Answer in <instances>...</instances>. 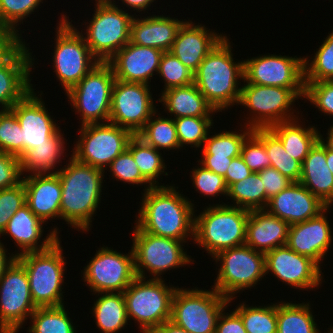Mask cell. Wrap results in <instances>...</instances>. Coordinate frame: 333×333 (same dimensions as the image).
<instances>
[{
    "label": "cell",
    "instance_id": "cell-62",
    "mask_svg": "<svg viewBox=\"0 0 333 333\" xmlns=\"http://www.w3.org/2000/svg\"><path fill=\"white\" fill-rule=\"evenodd\" d=\"M329 128L327 129V137H323L321 134V131H319V140L330 150L333 151V124L328 126Z\"/></svg>",
    "mask_w": 333,
    "mask_h": 333
},
{
    "label": "cell",
    "instance_id": "cell-36",
    "mask_svg": "<svg viewBox=\"0 0 333 333\" xmlns=\"http://www.w3.org/2000/svg\"><path fill=\"white\" fill-rule=\"evenodd\" d=\"M127 149L131 152L141 174L154 186H169L161 183L163 177L168 176L164 155L154 147L146 144L137 135L130 140ZM161 177V178H160ZM161 179V181L159 180Z\"/></svg>",
    "mask_w": 333,
    "mask_h": 333
},
{
    "label": "cell",
    "instance_id": "cell-34",
    "mask_svg": "<svg viewBox=\"0 0 333 333\" xmlns=\"http://www.w3.org/2000/svg\"><path fill=\"white\" fill-rule=\"evenodd\" d=\"M92 308L89 313L93 317L96 328L100 333H119L127 329L128 315L126 310V302L123 293H96Z\"/></svg>",
    "mask_w": 333,
    "mask_h": 333
},
{
    "label": "cell",
    "instance_id": "cell-35",
    "mask_svg": "<svg viewBox=\"0 0 333 333\" xmlns=\"http://www.w3.org/2000/svg\"><path fill=\"white\" fill-rule=\"evenodd\" d=\"M294 302L277 301V333H321L311 301Z\"/></svg>",
    "mask_w": 333,
    "mask_h": 333
},
{
    "label": "cell",
    "instance_id": "cell-22",
    "mask_svg": "<svg viewBox=\"0 0 333 333\" xmlns=\"http://www.w3.org/2000/svg\"><path fill=\"white\" fill-rule=\"evenodd\" d=\"M44 225L47 226L25 204L13 214L0 238L2 236L3 240L7 236V238H11L12 242L14 241L17 251L15 250L13 254L16 257L27 252L43 251L61 236L59 235L61 230L58 226L48 227L47 229H50L47 232L44 230ZM44 232H47V236Z\"/></svg>",
    "mask_w": 333,
    "mask_h": 333
},
{
    "label": "cell",
    "instance_id": "cell-24",
    "mask_svg": "<svg viewBox=\"0 0 333 333\" xmlns=\"http://www.w3.org/2000/svg\"><path fill=\"white\" fill-rule=\"evenodd\" d=\"M326 207L300 182H292L269 199L265 210L293 225L316 217Z\"/></svg>",
    "mask_w": 333,
    "mask_h": 333
},
{
    "label": "cell",
    "instance_id": "cell-3",
    "mask_svg": "<svg viewBox=\"0 0 333 333\" xmlns=\"http://www.w3.org/2000/svg\"><path fill=\"white\" fill-rule=\"evenodd\" d=\"M231 43L225 35L194 73V84L219 113L238 106L244 81V60H234Z\"/></svg>",
    "mask_w": 333,
    "mask_h": 333
},
{
    "label": "cell",
    "instance_id": "cell-33",
    "mask_svg": "<svg viewBox=\"0 0 333 333\" xmlns=\"http://www.w3.org/2000/svg\"><path fill=\"white\" fill-rule=\"evenodd\" d=\"M301 115L291 121L274 124L269 129L280 139L287 153L303 163L310 149L319 140L318 125H306L305 118ZM316 126V127H315Z\"/></svg>",
    "mask_w": 333,
    "mask_h": 333
},
{
    "label": "cell",
    "instance_id": "cell-43",
    "mask_svg": "<svg viewBox=\"0 0 333 333\" xmlns=\"http://www.w3.org/2000/svg\"><path fill=\"white\" fill-rule=\"evenodd\" d=\"M215 117H191L185 116L174 119L180 148L185 150L186 146L200 151L211 130L215 126ZM184 147V148H183ZM198 148V150H197Z\"/></svg>",
    "mask_w": 333,
    "mask_h": 333
},
{
    "label": "cell",
    "instance_id": "cell-5",
    "mask_svg": "<svg viewBox=\"0 0 333 333\" xmlns=\"http://www.w3.org/2000/svg\"><path fill=\"white\" fill-rule=\"evenodd\" d=\"M242 83L238 105L248 110L243 111L247 114L242 115L245 119L239 123L240 125L243 123L252 129L269 128L274 124L291 121L302 115L299 108L295 106V102L304 99L305 88L261 86L247 83L245 80Z\"/></svg>",
    "mask_w": 333,
    "mask_h": 333
},
{
    "label": "cell",
    "instance_id": "cell-50",
    "mask_svg": "<svg viewBox=\"0 0 333 333\" xmlns=\"http://www.w3.org/2000/svg\"><path fill=\"white\" fill-rule=\"evenodd\" d=\"M0 152L22 156L21 126L11 110H0Z\"/></svg>",
    "mask_w": 333,
    "mask_h": 333
},
{
    "label": "cell",
    "instance_id": "cell-29",
    "mask_svg": "<svg viewBox=\"0 0 333 333\" xmlns=\"http://www.w3.org/2000/svg\"><path fill=\"white\" fill-rule=\"evenodd\" d=\"M289 226L286 221L265 209L251 210L246 224L245 244L266 254L287 244Z\"/></svg>",
    "mask_w": 333,
    "mask_h": 333
},
{
    "label": "cell",
    "instance_id": "cell-53",
    "mask_svg": "<svg viewBox=\"0 0 333 333\" xmlns=\"http://www.w3.org/2000/svg\"><path fill=\"white\" fill-rule=\"evenodd\" d=\"M23 180L20 158L0 152V190L14 187Z\"/></svg>",
    "mask_w": 333,
    "mask_h": 333
},
{
    "label": "cell",
    "instance_id": "cell-31",
    "mask_svg": "<svg viewBox=\"0 0 333 333\" xmlns=\"http://www.w3.org/2000/svg\"><path fill=\"white\" fill-rule=\"evenodd\" d=\"M299 182L327 207L333 206V175L326 162V146L320 140L304 159Z\"/></svg>",
    "mask_w": 333,
    "mask_h": 333
},
{
    "label": "cell",
    "instance_id": "cell-60",
    "mask_svg": "<svg viewBox=\"0 0 333 333\" xmlns=\"http://www.w3.org/2000/svg\"><path fill=\"white\" fill-rule=\"evenodd\" d=\"M6 248L7 244L4 245V243L0 239V279L4 275L5 270L16 259V256L13 254V252L9 253Z\"/></svg>",
    "mask_w": 333,
    "mask_h": 333
},
{
    "label": "cell",
    "instance_id": "cell-63",
    "mask_svg": "<svg viewBox=\"0 0 333 333\" xmlns=\"http://www.w3.org/2000/svg\"><path fill=\"white\" fill-rule=\"evenodd\" d=\"M326 162L333 175V151L326 147Z\"/></svg>",
    "mask_w": 333,
    "mask_h": 333
},
{
    "label": "cell",
    "instance_id": "cell-32",
    "mask_svg": "<svg viewBox=\"0 0 333 333\" xmlns=\"http://www.w3.org/2000/svg\"><path fill=\"white\" fill-rule=\"evenodd\" d=\"M158 97L157 102L162 104V108L165 107L162 112L173 119L185 116L215 117V113L218 114L194 83L165 90Z\"/></svg>",
    "mask_w": 333,
    "mask_h": 333
},
{
    "label": "cell",
    "instance_id": "cell-20",
    "mask_svg": "<svg viewBox=\"0 0 333 333\" xmlns=\"http://www.w3.org/2000/svg\"><path fill=\"white\" fill-rule=\"evenodd\" d=\"M36 85L10 109L17 117L21 126L22 155L29 149L47 140L60 128L57 119L50 115L42 99L43 91H37ZM41 94H40V93ZM42 95V96H41Z\"/></svg>",
    "mask_w": 333,
    "mask_h": 333
},
{
    "label": "cell",
    "instance_id": "cell-55",
    "mask_svg": "<svg viewBox=\"0 0 333 333\" xmlns=\"http://www.w3.org/2000/svg\"><path fill=\"white\" fill-rule=\"evenodd\" d=\"M258 173L261 182L264 185L265 194L269 199L272 196L279 194L292 183L291 180L282 175L277 169L273 167H267Z\"/></svg>",
    "mask_w": 333,
    "mask_h": 333
},
{
    "label": "cell",
    "instance_id": "cell-65",
    "mask_svg": "<svg viewBox=\"0 0 333 333\" xmlns=\"http://www.w3.org/2000/svg\"><path fill=\"white\" fill-rule=\"evenodd\" d=\"M91 1H98V2H113L114 0H91Z\"/></svg>",
    "mask_w": 333,
    "mask_h": 333
},
{
    "label": "cell",
    "instance_id": "cell-45",
    "mask_svg": "<svg viewBox=\"0 0 333 333\" xmlns=\"http://www.w3.org/2000/svg\"><path fill=\"white\" fill-rule=\"evenodd\" d=\"M46 1V0H45ZM44 0H0V29L24 33L19 27L31 14L39 11Z\"/></svg>",
    "mask_w": 333,
    "mask_h": 333
},
{
    "label": "cell",
    "instance_id": "cell-18",
    "mask_svg": "<svg viewBox=\"0 0 333 333\" xmlns=\"http://www.w3.org/2000/svg\"><path fill=\"white\" fill-rule=\"evenodd\" d=\"M265 268L266 275L274 276L282 285H289L298 291L318 290L322 282H326L323 269L315 261L296 253L287 245L265 254Z\"/></svg>",
    "mask_w": 333,
    "mask_h": 333
},
{
    "label": "cell",
    "instance_id": "cell-40",
    "mask_svg": "<svg viewBox=\"0 0 333 333\" xmlns=\"http://www.w3.org/2000/svg\"><path fill=\"white\" fill-rule=\"evenodd\" d=\"M238 129L214 132H209L202 149L201 155H215L226 158H236L240 156L241 147L245 138L253 131L252 128L245 125H239ZM238 130V131H237ZM240 131V132H239Z\"/></svg>",
    "mask_w": 333,
    "mask_h": 333
},
{
    "label": "cell",
    "instance_id": "cell-49",
    "mask_svg": "<svg viewBox=\"0 0 333 333\" xmlns=\"http://www.w3.org/2000/svg\"><path fill=\"white\" fill-rule=\"evenodd\" d=\"M240 156L253 173L271 167V160L264 145V128H256L245 138Z\"/></svg>",
    "mask_w": 333,
    "mask_h": 333
},
{
    "label": "cell",
    "instance_id": "cell-2",
    "mask_svg": "<svg viewBox=\"0 0 333 333\" xmlns=\"http://www.w3.org/2000/svg\"><path fill=\"white\" fill-rule=\"evenodd\" d=\"M65 162L66 165L63 164L64 167L57 172L62 187L60 220L86 234L92 229L94 217L103 201L101 195H104L103 180L107 171L81 163L71 155Z\"/></svg>",
    "mask_w": 333,
    "mask_h": 333
},
{
    "label": "cell",
    "instance_id": "cell-15",
    "mask_svg": "<svg viewBox=\"0 0 333 333\" xmlns=\"http://www.w3.org/2000/svg\"><path fill=\"white\" fill-rule=\"evenodd\" d=\"M97 249L81 270L83 285L90 289L91 294L123 293L137 277L132 248L128 254L105 245Z\"/></svg>",
    "mask_w": 333,
    "mask_h": 333
},
{
    "label": "cell",
    "instance_id": "cell-11",
    "mask_svg": "<svg viewBox=\"0 0 333 333\" xmlns=\"http://www.w3.org/2000/svg\"><path fill=\"white\" fill-rule=\"evenodd\" d=\"M177 287L170 282L168 285L164 278L136 277L123 292L129 322L134 321L140 333H151L169 321Z\"/></svg>",
    "mask_w": 333,
    "mask_h": 333
},
{
    "label": "cell",
    "instance_id": "cell-28",
    "mask_svg": "<svg viewBox=\"0 0 333 333\" xmlns=\"http://www.w3.org/2000/svg\"><path fill=\"white\" fill-rule=\"evenodd\" d=\"M164 15H156L155 12L149 16L147 14L134 16L131 23L130 42L163 52L170 51L177 32L186 19L179 20L171 15Z\"/></svg>",
    "mask_w": 333,
    "mask_h": 333
},
{
    "label": "cell",
    "instance_id": "cell-19",
    "mask_svg": "<svg viewBox=\"0 0 333 333\" xmlns=\"http://www.w3.org/2000/svg\"><path fill=\"white\" fill-rule=\"evenodd\" d=\"M244 80L261 86L305 88L304 56L265 53L244 59Z\"/></svg>",
    "mask_w": 333,
    "mask_h": 333
},
{
    "label": "cell",
    "instance_id": "cell-52",
    "mask_svg": "<svg viewBox=\"0 0 333 333\" xmlns=\"http://www.w3.org/2000/svg\"><path fill=\"white\" fill-rule=\"evenodd\" d=\"M25 204L26 191L23 181L14 187L0 190V235L13 214Z\"/></svg>",
    "mask_w": 333,
    "mask_h": 333
},
{
    "label": "cell",
    "instance_id": "cell-23",
    "mask_svg": "<svg viewBox=\"0 0 333 333\" xmlns=\"http://www.w3.org/2000/svg\"><path fill=\"white\" fill-rule=\"evenodd\" d=\"M162 54L159 49L128 42L108 63L117 80L151 85L152 78L158 74Z\"/></svg>",
    "mask_w": 333,
    "mask_h": 333
},
{
    "label": "cell",
    "instance_id": "cell-59",
    "mask_svg": "<svg viewBox=\"0 0 333 333\" xmlns=\"http://www.w3.org/2000/svg\"><path fill=\"white\" fill-rule=\"evenodd\" d=\"M119 1H121L122 3H120L121 4V6L123 7V8H121V9H123L124 11H130V13L131 12H133L134 13V16H136V12L137 13H140V14H138V15H142V14H144V13H147L148 15L149 14H151V13H148V11L150 10L151 11V5H152V8H153V2L154 3H156V2H158V0L156 1V0H114L113 1V3L116 5V6H119ZM117 2V3H116ZM118 4V5H117ZM124 6H123V5ZM124 7H126V8H124ZM131 9V10H130ZM133 9V10H132ZM144 13H143V12Z\"/></svg>",
    "mask_w": 333,
    "mask_h": 333
},
{
    "label": "cell",
    "instance_id": "cell-61",
    "mask_svg": "<svg viewBox=\"0 0 333 333\" xmlns=\"http://www.w3.org/2000/svg\"><path fill=\"white\" fill-rule=\"evenodd\" d=\"M151 333H189L187 330L175 325L172 321L164 322Z\"/></svg>",
    "mask_w": 333,
    "mask_h": 333
},
{
    "label": "cell",
    "instance_id": "cell-17",
    "mask_svg": "<svg viewBox=\"0 0 333 333\" xmlns=\"http://www.w3.org/2000/svg\"><path fill=\"white\" fill-rule=\"evenodd\" d=\"M151 85L115 80L109 122L137 135L158 109ZM156 106H155V105Z\"/></svg>",
    "mask_w": 333,
    "mask_h": 333
},
{
    "label": "cell",
    "instance_id": "cell-41",
    "mask_svg": "<svg viewBox=\"0 0 333 333\" xmlns=\"http://www.w3.org/2000/svg\"><path fill=\"white\" fill-rule=\"evenodd\" d=\"M235 307L247 333H277V302L250 306L240 301Z\"/></svg>",
    "mask_w": 333,
    "mask_h": 333
},
{
    "label": "cell",
    "instance_id": "cell-46",
    "mask_svg": "<svg viewBox=\"0 0 333 333\" xmlns=\"http://www.w3.org/2000/svg\"><path fill=\"white\" fill-rule=\"evenodd\" d=\"M157 76L164 83L160 94L174 87H182L194 83V73L170 51L163 52Z\"/></svg>",
    "mask_w": 333,
    "mask_h": 333
},
{
    "label": "cell",
    "instance_id": "cell-8",
    "mask_svg": "<svg viewBox=\"0 0 333 333\" xmlns=\"http://www.w3.org/2000/svg\"><path fill=\"white\" fill-rule=\"evenodd\" d=\"M211 261L218 265L217 276L211 286L228 298L229 304L238 299L237 294L251 291L266 278L265 254L246 244L221 250Z\"/></svg>",
    "mask_w": 333,
    "mask_h": 333
},
{
    "label": "cell",
    "instance_id": "cell-30",
    "mask_svg": "<svg viewBox=\"0 0 333 333\" xmlns=\"http://www.w3.org/2000/svg\"><path fill=\"white\" fill-rule=\"evenodd\" d=\"M62 129L59 128L47 140V143L36 145L20 157L23 177L33 174H54L63 168L62 160H67L66 158L69 157L70 152L69 154L65 152L69 151L65 146L69 145V142L67 144L68 140L64 138V131L62 133ZM64 154L66 158H64Z\"/></svg>",
    "mask_w": 333,
    "mask_h": 333
},
{
    "label": "cell",
    "instance_id": "cell-25",
    "mask_svg": "<svg viewBox=\"0 0 333 333\" xmlns=\"http://www.w3.org/2000/svg\"><path fill=\"white\" fill-rule=\"evenodd\" d=\"M190 19L179 28L170 52L195 73L200 63L226 34Z\"/></svg>",
    "mask_w": 333,
    "mask_h": 333
},
{
    "label": "cell",
    "instance_id": "cell-14",
    "mask_svg": "<svg viewBox=\"0 0 333 333\" xmlns=\"http://www.w3.org/2000/svg\"><path fill=\"white\" fill-rule=\"evenodd\" d=\"M71 156L77 161L106 171L112 161L124 152L134 134L116 124L96 123L79 126Z\"/></svg>",
    "mask_w": 333,
    "mask_h": 333
},
{
    "label": "cell",
    "instance_id": "cell-64",
    "mask_svg": "<svg viewBox=\"0 0 333 333\" xmlns=\"http://www.w3.org/2000/svg\"><path fill=\"white\" fill-rule=\"evenodd\" d=\"M330 327V328H329ZM327 330V332L325 331L324 333H333V326H329Z\"/></svg>",
    "mask_w": 333,
    "mask_h": 333
},
{
    "label": "cell",
    "instance_id": "cell-10",
    "mask_svg": "<svg viewBox=\"0 0 333 333\" xmlns=\"http://www.w3.org/2000/svg\"><path fill=\"white\" fill-rule=\"evenodd\" d=\"M132 229L134 230L130 248H132L134 255V268L137 277L163 279V275L172 269L175 271V269L194 264V258L187 254L185 248L188 241L156 236L141 231L136 225ZM147 273H149L148 276Z\"/></svg>",
    "mask_w": 333,
    "mask_h": 333
},
{
    "label": "cell",
    "instance_id": "cell-26",
    "mask_svg": "<svg viewBox=\"0 0 333 333\" xmlns=\"http://www.w3.org/2000/svg\"><path fill=\"white\" fill-rule=\"evenodd\" d=\"M29 43L4 67L0 68V110H10L32 88L31 73L36 68ZM32 51V52H31ZM33 70V71H32Z\"/></svg>",
    "mask_w": 333,
    "mask_h": 333
},
{
    "label": "cell",
    "instance_id": "cell-7",
    "mask_svg": "<svg viewBox=\"0 0 333 333\" xmlns=\"http://www.w3.org/2000/svg\"><path fill=\"white\" fill-rule=\"evenodd\" d=\"M61 13L55 29L52 54L53 73L65 94L99 63L92 55L83 35L82 25L75 26L69 15ZM71 20V21H70ZM72 21L74 24H72ZM78 26L80 28H78Z\"/></svg>",
    "mask_w": 333,
    "mask_h": 333
},
{
    "label": "cell",
    "instance_id": "cell-54",
    "mask_svg": "<svg viewBox=\"0 0 333 333\" xmlns=\"http://www.w3.org/2000/svg\"><path fill=\"white\" fill-rule=\"evenodd\" d=\"M27 44L21 33L0 29V68L6 66Z\"/></svg>",
    "mask_w": 333,
    "mask_h": 333
},
{
    "label": "cell",
    "instance_id": "cell-27",
    "mask_svg": "<svg viewBox=\"0 0 333 333\" xmlns=\"http://www.w3.org/2000/svg\"><path fill=\"white\" fill-rule=\"evenodd\" d=\"M26 204L46 225L60 220L61 181L57 173L33 174L23 177Z\"/></svg>",
    "mask_w": 333,
    "mask_h": 333
},
{
    "label": "cell",
    "instance_id": "cell-21",
    "mask_svg": "<svg viewBox=\"0 0 333 333\" xmlns=\"http://www.w3.org/2000/svg\"><path fill=\"white\" fill-rule=\"evenodd\" d=\"M330 208L333 209L326 207L316 217L290 225L286 244L296 253L311 258L321 268L328 251L333 246V228L326 216L330 214Z\"/></svg>",
    "mask_w": 333,
    "mask_h": 333
},
{
    "label": "cell",
    "instance_id": "cell-1",
    "mask_svg": "<svg viewBox=\"0 0 333 333\" xmlns=\"http://www.w3.org/2000/svg\"><path fill=\"white\" fill-rule=\"evenodd\" d=\"M174 182L141 192L134 224L156 236L180 241L194 240V200L185 197ZM192 240V241H191Z\"/></svg>",
    "mask_w": 333,
    "mask_h": 333
},
{
    "label": "cell",
    "instance_id": "cell-47",
    "mask_svg": "<svg viewBox=\"0 0 333 333\" xmlns=\"http://www.w3.org/2000/svg\"><path fill=\"white\" fill-rule=\"evenodd\" d=\"M112 179L115 181H121L129 186H143V192L154 187L140 172L137 164L131 152L126 149L120 155H118L112 163L106 168ZM136 185V186H134Z\"/></svg>",
    "mask_w": 333,
    "mask_h": 333
},
{
    "label": "cell",
    "instance_id": "cell-42",
    "mask_svg": "<svg viewBox=\"0 0 333 333\" xmlns=\"http://www.w3.org/2000/svg\"><path fill=\"white\" fill-rule=\"evenodd\" d=\"M324 39L313 56H304V82L333 81V30Z\"/></svg>",
    "mask_w": 333,
    "mask_h": 333
},
{
    "label": "cell",
    "instance_id": "cell-56",
    "mask_svg": "<svg viewBox=\"0 0 333 333\" xmlns=\"http://www.w3.org/2000/svg\"><path fill=\"white\" fill-rule=\"evenodd\" d=\"M226 309H229L228 306L222 310L218 317L215 333H247L240 315L234 308L233 311Z\"/></svg>",
    "mask_w": 333,
    "mask_h": 333
},
{
    "label": "cell",
    "instance_id": "cell-39",
    "mask_svg": "<svg viewBox=\"0 0 333 333\" xmlns=\"http://www.w3.org/2000/svg\"><path fill=\"white\" fill-rule=\"evenodd\" d=\"M226 199L232 201L225 204L250 211L265 209L269 201L259 173H253L244 180L233 183L228 188Z\"/></svg>",
    "mask_w": 333,
    "mask_h": 333
},
{
    "label": "cell",
    "instance_id": "cell-13",
    "mask_svg": "<svg viewBox=\"0 0 333 333\" xmlns=\"http://www.w3.org/2000/svg\"><path fill=\"white\" fill-rule=\"evenodd\" d=\"M211 288L178 286L172 298L170 321L189 333H215L220 313L232 304H229L228 298Z\"/></svg>",
    "mask_w": 333,
    "mask_h": 333
},
{
    "label": "cell",
    "instance_id": "cell-38",
    "mask_svg": "<svg viewBox=\"0 0 333 333\" xmlns=\"http://www.w3.org/2000/svg\"><path fill=\"white\" fill-rule=\"evenodd\" d=\"M66 305L37 308L29 318L26 333H77Z\"/></svg>",
    "mask_w": 333,
    "mask_h": 333
},
{
    "label": "cell",
    "instance_id": "cell-51",
    "mask_svg": "<svg viewBox=\"0 0 333 333\" xmlns=\"http://www.w3.org/2000/svg\"><path fill=\"white\" fill-rule=\"evenodd\" d=\"M304 102H309L320 115L333 117V81L304 82ZM307 99V100H306Z\"/></svg>",
    "mask_w": 333,
    "mask_h": 333
},
{
    "label": "cell",
    "instance_id": "cell-16",
    "mask_svg": "<svg viewBox=\"0 0 333 333\" xmlns=\"http://www.w3.org/2000/svg\"><path fill=\"white\" fill-rule=\"evenodd\" d=\"M36 309L26 270L15 259L0 279V333H18Z\"/></svg>",
    "mask_w": 333,
    "mask_h": 333
},
{
    "label": "cell",
    "instance_id": "cell-58",
    "mask_svg": "<svg viewBox=\"0 0 333 333\" xmlns=\"http://www.w3.org/2000/svg\"><path fill=\"white\" fill-rule=\"evenodd\" d=\"M200 157L201 158L196 162L202 165L205 169L223 177L226 175L227 169L233 159L215 155H201Z\"/></svg>",
    "mask_w": 333,
    "mask_h": 333
},
{
    "label": "cell",
    "instance_id": "cell-9",
    "mask_svg": "<svg viewBox=\"0 0 333 333\" xmlns=\"http://www.w3.org/2000/svg\"><path fill=\"white\" fill-rule=\"evenodd\" d=\"M94 5V13L90 15L92 18L82 21H85L81 23L85 26L80 33L92 55L99 62H108L130 42L134 14L124 11L113 2L95 1Z\"/></svg>",
    "mask_w": 333,
    "mask_h": 333
},
{
    "label": "cell",
    "instance_id": "cell-4",
    "mask_svg": "<svg viewBox=\"0 0 333 333\" xmlns=\"http://www.w3.org/2000/svg\"><path fill=\"white\" fill-rule=\"evenodd\" d=\"M222 202V203H221ZM216 200L207 204L199 214L194 213V240L210 259L224 249L245 244L246 224L250 210L230 206Z\"/></svg>",
    "mask_w": 333,
    "mask_h": 333
},
{
    "label": "cell",
    "instance_id": "cell-57",
    "mask_svg": "<svg viewBox=\"0 0 333 333\" xmlns=\"http://www.w3.org/2000/svg\"><path fill=\"white\" fill-rule=\"evenodd\" d=\"M251 174H253V172L244 163L241 156L233 158L224 176L226 186L229 188L233 183L242 181Z\"/></svg>",
    "mask_w": 333,
    "mask_h": 333
},
{
    "label": "cell",
    "instance_id": "cell-48",
    "mask_svg": "<svg viewBox=\"0 0 333 333\" xmlns=\"http://www.w3.org/2000/svg\"><path fill=\"white\" fill-rule=\"evenodd\" d=\"M198 166H195L191 168L190 176L191 177V183L192 187H194V190L199 193L202 198L207 197L214 198L212 202L214 203L215 198L220 200V197L227 198L228 194V187L226 186L224 177L221 175H218L210 170L205 169L202 165L199 163Z\"/></svg>",
    "mask_w": 333,
    "mask_h": 333
},
{
    "label": "cell",
    "instance_id": "cell-44",
    "mask_svg": "<svg viewBox=\"0 0 333 333\" xmlns=\"http://www.w3.org/2000/svg\"><path fill=\"white\" fill-rule=\"evenodd\" d=\"M264 145L271 160V167L292 182H299L302 164L286 152L280 139L269 128H264Z\"/></svg>",
    "mask_w": 333,
    "mask_h": 333
},
{
    "label": "cell",
    "instance_id": "cell-12",
    "mask_svg": "<svg viewBox=\"0 0 333 333\" xmlns=\"http://www.w3.org/2000/svg\"><path fill=\"white\" fill-rule=\"evenodd\" d=\"M116 78L108 62H99L65 95L80 125L109 122Z\"/></svg>",
    "mask_w": 333,
    "mask_h": 333
},
{
    "label": "cell",
    "instance_id": "cell-6",
    "mask_svg": "<svg viewBox=\"0 0 333 333\" xmlns=\"http://www.w3.org/2000/svg\"><path fill=\"white\" fill-rule=\"evenodd\" d=\"M61 239L60 237L46 250L27 252L16 257L26 270L31 297L37 308L66 304L63 295L65 292L62 290L66 284L64 278L68 262Z\"/></svg>",
    "mask_w": 333,
    "mask_h": 333
},
{
    "label": "cell",
    "instance_id": "cell-37",
    "mask_svg": "<svg viewBox=\"0 0 333 333\" xmlns=\"http://www.w3.org/2000/svg\"><path fill=\"white\" fill-rule=\"evenodd\" d=\"M159 109L162 108H158L152 114L137 136L156 150H162L164 155L165 151L174 149L177 152L181 151L174 119L170 116L162 115L163 112L160 113Z\"/></svg>",
    "mask_w": 333,
    "mask_h": 333
}]
</instances>
